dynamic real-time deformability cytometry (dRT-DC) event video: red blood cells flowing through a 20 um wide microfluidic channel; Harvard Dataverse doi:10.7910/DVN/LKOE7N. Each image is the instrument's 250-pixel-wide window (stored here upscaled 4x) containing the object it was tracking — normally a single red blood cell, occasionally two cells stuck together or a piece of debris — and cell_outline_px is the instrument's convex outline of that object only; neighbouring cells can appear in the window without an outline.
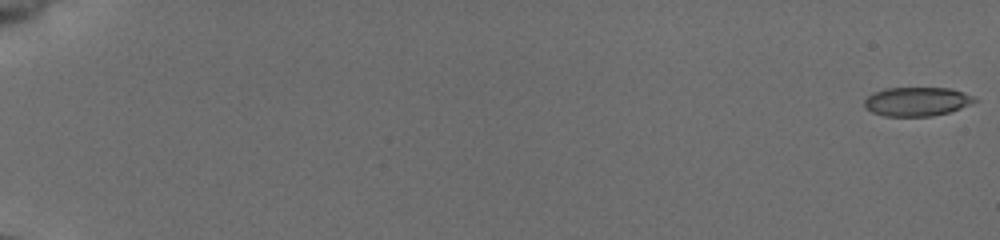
{"species": "common noctule bat (a hibernating species)", "species_latin": "Nyctalus noctula", "temperature_condition": "cold", "stored_images_in_passage": 19, "camera_frame_rate_fps": 3000, "um_per_image_px": 0.085, "animal": {"sex": "female", "body_mass_g": 19.5, "forearm_length_mm": 54.1}, "frame": {"image": 1, "passage_image": 1, "time_ms": 0.0, "image_size_px": [1000, 240], "cell_outline_px": [[976, 100], [960, 108], [948, 112], [932, 116], [884, 116], [872, 112], [864, 108], [864, 100], [872, 92], [884, 88], [952, 88], [964, 92], [972, 96]], "centroid_in_image_um": [77.87, 8.62], "position_along_channel_um": 7.1, "area_um2": 18.55}}
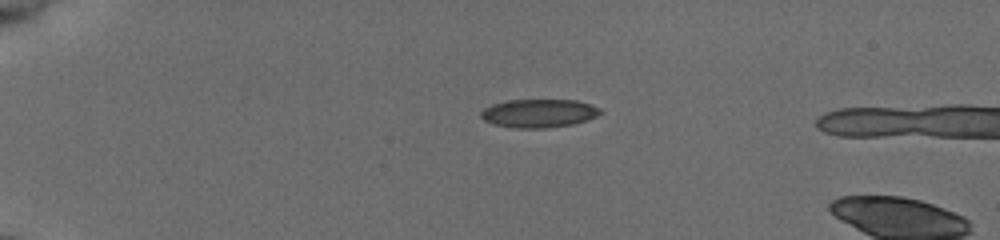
{"frame": {"image": 2, "passage_image": 15, "time_ms": 4.667, "image_size_px": [1000, 240], "cell_outline_px": [[604, 112], [588, 120], [572, 124], [548, 128], [512, 128], [492, 124], [484, 120], [480, 116], [480, 112], [484, 108], [492, 104], [508, 100], [576, 100], [600, 108]], "centroid_in_image_um": [45.78, 9.63], "position_along_channel_um": 39.2, "area_um2": 19.88}}